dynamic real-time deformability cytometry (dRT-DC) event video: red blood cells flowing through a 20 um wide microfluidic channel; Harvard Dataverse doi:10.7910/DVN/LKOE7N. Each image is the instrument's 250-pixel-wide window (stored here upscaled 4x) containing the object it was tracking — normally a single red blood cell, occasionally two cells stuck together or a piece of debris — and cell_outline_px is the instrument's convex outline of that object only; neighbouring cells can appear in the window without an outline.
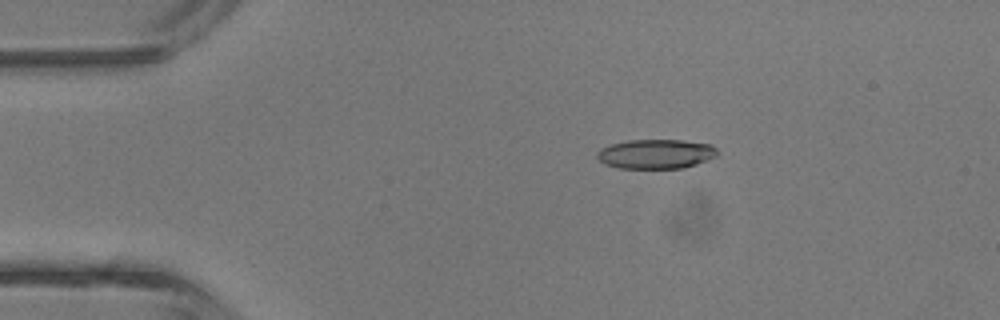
{"species": "common noctule bat (a hibernating species)", "species_latin": "Nyctalus noctula", "temperature_condition": "room temperature", "stored_images_in_passage": 44, "camera_frame_rate_fps": 3000, "um_per_image_px": 0.085, "animal": {"sex": "male", "body_mass_g": 13.3}, "frame": {"image": 1, "passage_image": 8, "time_ms": 2.333, "image_size_px": [1000, 320], "cell_outline_px": [[716, 156], [708, 160], [684, 168], [620, 168], [604, 164], [596, 156], [596, 152], [600, 148], [612, 144], [628, 140], [684, 140], [712, 144], [716, 148]], "centroid_in_image_um": [55.75, 13.08], "position_along_channel_um": 29.3, "area_um2": 20.69}}
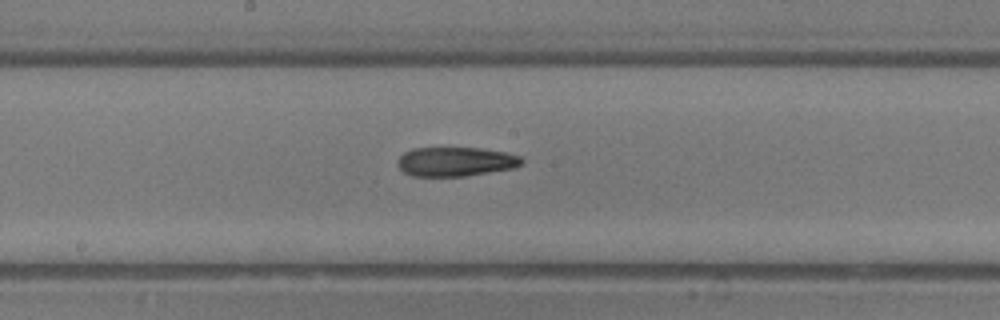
{"frame": {"image": 2, "passage_image": 23, "time_ms": 7.333, "image_size_px": [1000, 320], "cell_outline_px": [[524, 160], [516, 168], [464, 176], [412, 176], [404, 172], [396, 164], [396, 160], [404, 152], [412, 148], [480, 148], [504, 152], [520, 156]], "centroid_in_image_um": [38.7, 13.74], "position_along_channel_um": 209.5, "area_um2": 21.21}}
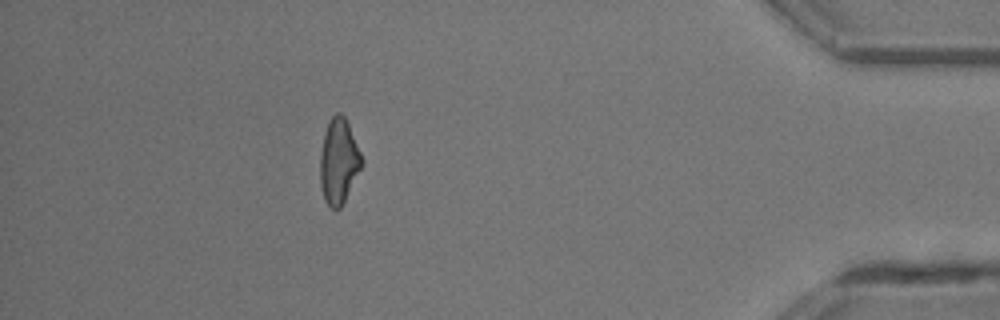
{"frame": {"image": 3, "passage_image": 39, "time_ms": 12.667, "image_size_px": [1000, 320], "cell_outline_px": [[364, 164], [340, 208], [332, 208], [324, 200], [320, 184], [320, 152], [324, 132], [328, 120], [336, 112], [340, 112], [344, 116], [348, 124], [364, 160]], "centroid_in_image_um": [28.79, 13.68], "position_along_channel_um": 406.4, "area_um2": 20.75}, "authors_computed_cell_mechanics": {"area_um2": 21.2415, "velocity_mm_per_s": 4.6955, "shape_relaxation_time_tau1_ms": null, "shape_relaxation_time_tau2_ms": 7.7091, "deformation_change_tau1": null, "deformation_change_tau2": 0.2078}}